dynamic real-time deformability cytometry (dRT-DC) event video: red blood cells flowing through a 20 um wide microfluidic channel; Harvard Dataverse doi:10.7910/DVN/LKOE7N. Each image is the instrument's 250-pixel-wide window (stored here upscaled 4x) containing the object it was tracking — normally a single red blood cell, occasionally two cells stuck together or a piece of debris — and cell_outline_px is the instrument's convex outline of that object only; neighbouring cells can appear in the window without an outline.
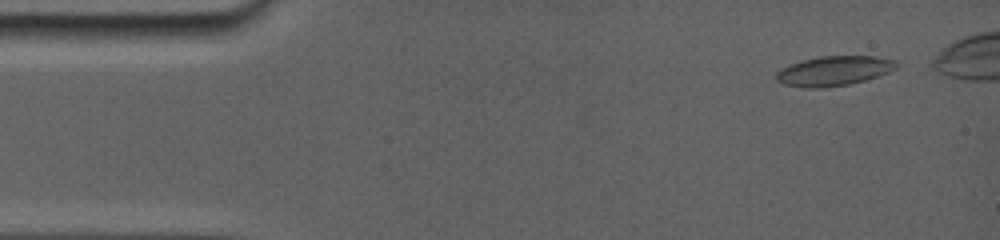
{"species": "common noctule bat (a hibernating species)", "species_latin": "Nyctalus noctula", "temperature_condition": "room temperature", "stored_images_in_passage": 55, "camera_frame_rate_fps": 5000, "um_per_image_px": 0.085, "animal": {"sex": "female", "body_mass_g": 19.0, "forearm_length_mm": 56.7}, "frame": {"image": 1, "passage_image": 2, "time_ms": 0.4, "image_size_px": [1000, 240], "cell_outline_px": [[900, 68], [864, 80], [848, 84], [824, 88], [804, 88], [784, 84], [776, 80], [776, 72], [780, 68], [788, 64], [800, 60], [820, 56], [876, 56], [896, 60], [900, 64]], "centroid_in_image_um": [70.88, 6.01], "position_along_channel_um": 14.1, "area_um2": 21.1}}
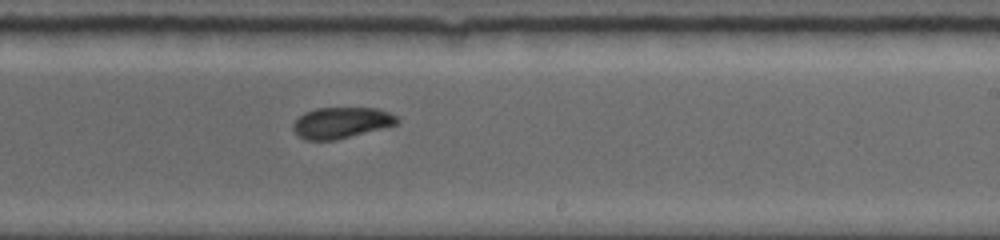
{"frame": {"image": 2, "passage_image": 26, "time_ms": 9.2, "image_size_px": [1000, 240], "cell_outline_px": [[400, 120], [396, 124], [336, 140], [304, 140], [292, 128], [292, 124], [304, 112], [316, 108], [376, 108], [388, 112], [396, 116]], "centroid_in_image_um": [28.98, 10.43], "position_along_channel_um": 260.0, "area_um2": 18.61}}
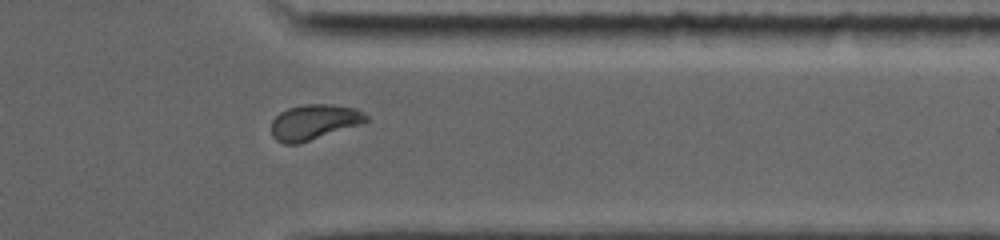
{"frame": {"image": 3, "passage_image": 44, "time_ms": 12.4, "image_size_px": [1000, 240], "cell_outline_px": [[368, 120], [360, 124], [300, 144], [284, 144], [276, 140], [272, 136], [272, 120], [280, 112], [288, 108], [304, 104], [332, 104], [356, 108], [364, 112], [368, 116]], "centroid_in_image_um": [26.69, 10.38], "position_along_channel_um": 384.7, "area_um2": 19.59}}